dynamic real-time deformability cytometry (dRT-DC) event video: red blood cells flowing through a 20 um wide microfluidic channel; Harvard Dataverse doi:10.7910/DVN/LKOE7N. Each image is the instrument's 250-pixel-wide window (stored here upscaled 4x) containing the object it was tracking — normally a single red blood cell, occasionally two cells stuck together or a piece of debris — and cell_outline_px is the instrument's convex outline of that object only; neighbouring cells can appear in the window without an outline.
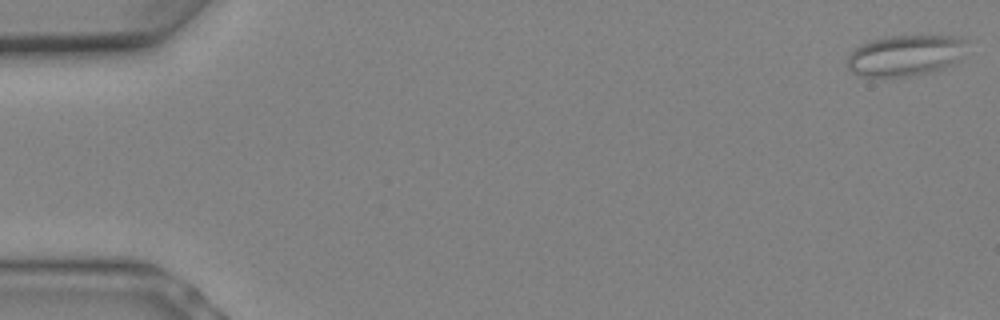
{"species": "Egyptian fruit bat (a non-hibernating species)", "species_latin": "Rousettus aegyptiacus", "temperature_condition": "warm", "stored_images_in_passage": 5, "camera_frame_rate_fps": 3000, "um_per_image_px": 0.085, "animal": {"sex": "female"}, "frame": {"image": 1, "passage_image": 1, "time_ms": 0.0, "image_size_px": [1000, 320], "cell_outline_px": [[968, 40], [956, 60], [944, 68], [932, 72], [912, 76], [860, 76], [852, 72], [848, 68], [848, 56], [860, 44], [868, 40], [888, 36], [960, 36]], "centroid_in_image_um": [76.92, 4.7], "position_along_channel_um": 8.1, "area_um2": 28.32}}